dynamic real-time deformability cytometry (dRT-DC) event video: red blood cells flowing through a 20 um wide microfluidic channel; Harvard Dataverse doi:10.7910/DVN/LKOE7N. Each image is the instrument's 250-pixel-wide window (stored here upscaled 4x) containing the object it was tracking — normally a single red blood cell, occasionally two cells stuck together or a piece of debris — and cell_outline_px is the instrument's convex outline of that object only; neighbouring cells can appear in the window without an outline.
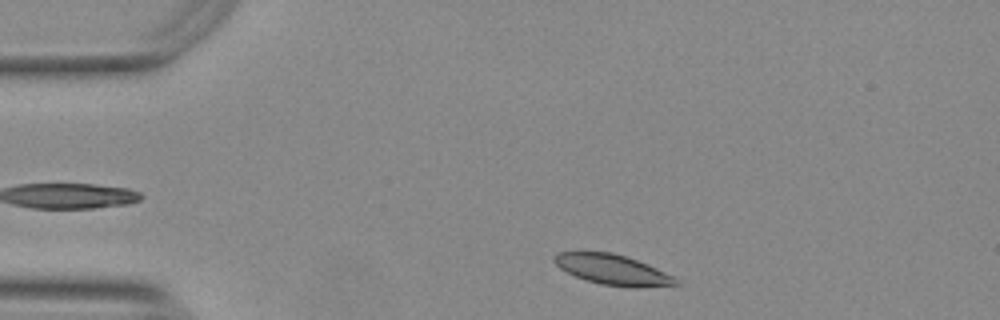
{"species": "Egyptian fruit bat (a non-hibernating species)", "species_latin": "Rousettus aegyptiacus", "temperature_condition": "warm", "stored_images_in_passage": 46, "camera_frame_rate_fps": 3000, "um_per_image_px": 0.085, "animal": {"sex": "female"}, "frame": {"image": 1, "passage_image": 2, "time_ms": 0.333, "image_size_px": [1000, 320], "cell_outline_px": [[680, 284], [636, 288], [600, 284], [576, 276], [560, 268], [552, 260], [552, 256], [556, 252], [612, 252], [648, 264], [680, 280]], "centroid_in_image_um": [52.07, 22.92], "position_along_channel_um": 32.9, "area_um2": 21.27}}
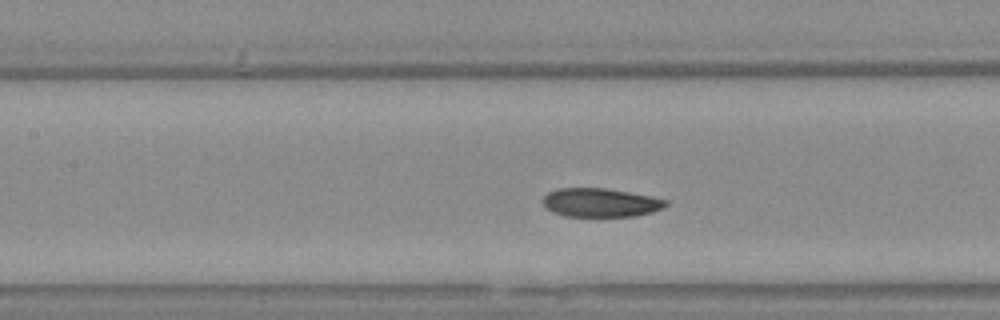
{"frame": {"image": 2, "passage_image": 16, "time_ms": 5.0, "image_size_px": [1000, 320], "cell_outline_px": [[668, 204], [664, 208], [652, 212], [636, 216], [564, 216], [552, 212], [544, 204], [544, 196], [548, 192], [560, 188], [608, 188], [652, 196], [668, 200]], "centroid_in_image_um": [51.09, 17.22], "position_along_channel_um": 156.3, "area_um2": 20.63}}
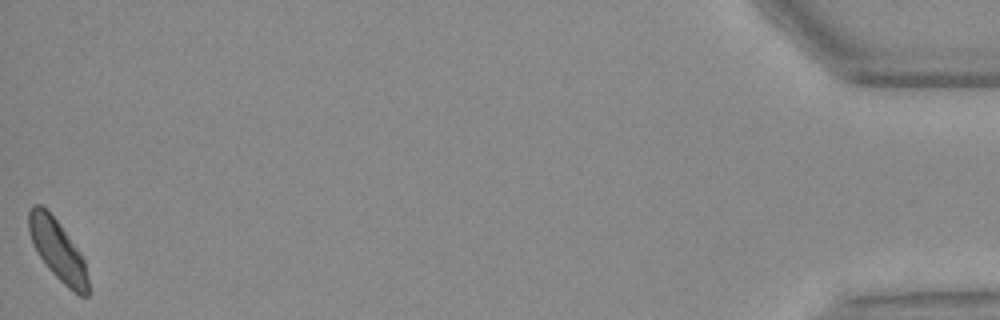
{"frame": {"image": 3, "passage_image": 46, "time_ms": 15.0, "image_size_px": [1000, 320], "cell_outline_px": [[88, 296], [80, 296], [68, 288], [48, 268], [40, 256], [28, 232], [28, 208], [32, 204], [40, 204], [60, 224], [80, 252], [84, 260], [88, 276]], "centroid_in_image_um": [4.9, 21.25], "position_along_channel_um": 430.3, "area_um2": 20.69}, "authors_computed_cell_mechanics": {"area_um2": 21.2704, "velocity_mm_per_s": 3.7154, "shape_relaxation_time_tau1_ms": 4.8502, "shape_relaxation_time_tau2_ms": 5.8821, "deformation_change_tau1": 0.1122, "deformation_change_tau2": 0.0966}}